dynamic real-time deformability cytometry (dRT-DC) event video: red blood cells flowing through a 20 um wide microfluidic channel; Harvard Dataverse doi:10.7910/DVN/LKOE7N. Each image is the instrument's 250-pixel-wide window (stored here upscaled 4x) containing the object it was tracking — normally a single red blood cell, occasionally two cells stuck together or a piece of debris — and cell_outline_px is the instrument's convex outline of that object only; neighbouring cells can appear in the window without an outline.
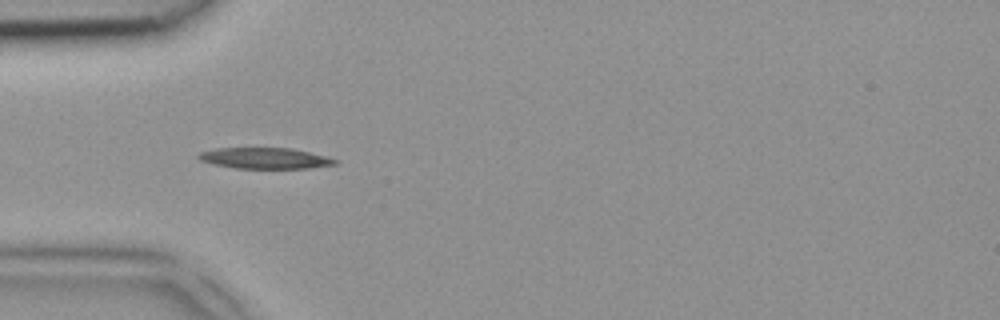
{"species": "common noctule bat (a hibernating species)", "species_latin": "Nyctalus noctula", "temperature_condition": "room temperature", "stored_images_in_passage": 4, "camera_frame_rate_fps": 3000, "um_per_image_px": 0.085, "animal": {"sex": "female", "body_mass_g": 18.4}, "frame": {"image": 1, "passage_image": 3, "time_ms": 0.667, "image_size_px": [1000, 320], "cell_outline_px": [[340, 160], [336, 164], [308, 168], [236, 168], [216, 164], [200, 160], [196, 156], [200, 152], [216, 148], [292, 148]], "centroid_in_image_um": [22.52, 13.44], "position_along_channel_um": 62.5, "area_um2": 16.47}}